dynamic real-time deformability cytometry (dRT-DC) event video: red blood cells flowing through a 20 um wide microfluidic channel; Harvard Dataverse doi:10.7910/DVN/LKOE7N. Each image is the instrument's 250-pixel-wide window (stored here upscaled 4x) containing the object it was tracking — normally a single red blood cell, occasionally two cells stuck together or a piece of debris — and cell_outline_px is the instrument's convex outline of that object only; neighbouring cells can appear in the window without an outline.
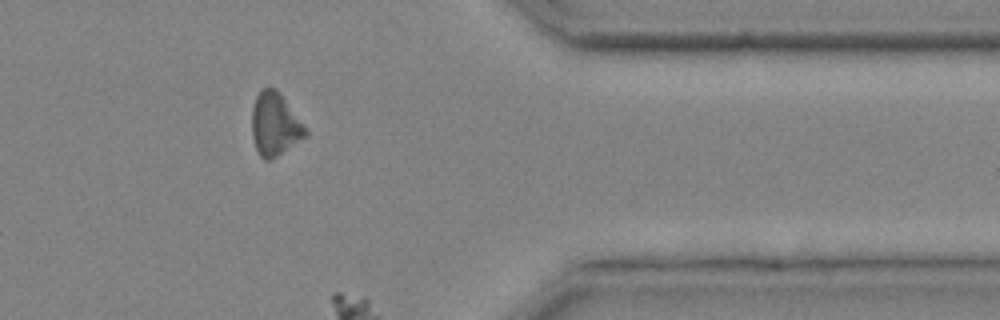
{"species": "common noctule bat (a hibernating species)", "species_latin": "Nyctalus noctula", "temperature_condition": "cold", "stored_images_in_passage": 28, "camera_frame_rate_fps": 3000, "um_per_image_px": 0.085, "animal": {"sex": "male", "body_mass_g": 20.4}, "frame": {"image": 1, "passage_image": 24, "time_ms": 7.667, "image_size_px": [1000, 320], "cell_outline_px": [[308, 136], [276, 156], [268, 160], [264, 160], [260, 156], [256, 148], [252, 136], [252, 108], [256, 96], [264, 88], [276, 88], [280, 92], [308, 132]], "centroid_in_image_um": [23.35, 10.57], "position_along_channel_um": 388.0, "area_um2": 19.42}}